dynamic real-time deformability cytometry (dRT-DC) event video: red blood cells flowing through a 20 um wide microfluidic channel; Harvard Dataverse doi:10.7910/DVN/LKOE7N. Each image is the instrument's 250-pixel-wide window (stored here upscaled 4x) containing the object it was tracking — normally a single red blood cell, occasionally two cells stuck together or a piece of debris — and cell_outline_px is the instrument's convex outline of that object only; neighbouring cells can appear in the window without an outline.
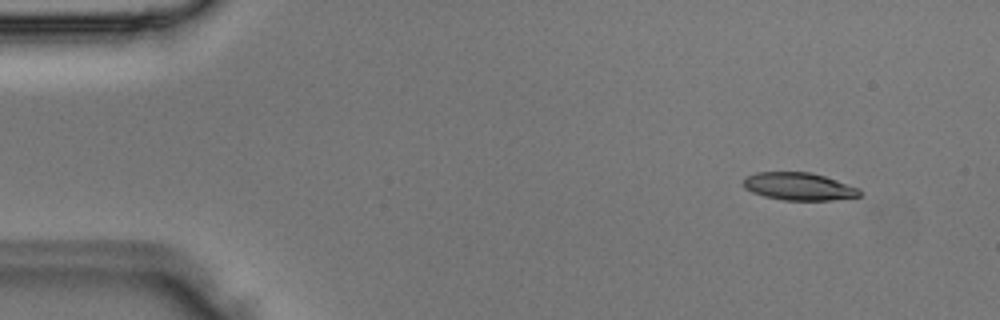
{"species": "Egyptian fruit bat (a non-hibernating species)", "species_latin": "Rousettus aegyptiacus", "temperature_condition": "room temperature", "stored_images_in_passage": 3, "camera_frame_rate_fps": 3000, "um_per_image_px": 0.085, "animal": {"sex": "male"}, "frame": {"image": 1, "passage_image": 2, "time_ms": 0.333, "image_size_px": [1000, 320], "cell_outline_px": [[864, 192], [860, 196], [832, 200], [784, 200], [764, 196], [752, 192], [744, 188], [744, 176], [756, 172], [812, 172], [860, 188]], "centroid_in_image_um": [67.92, 15.84], "position_along_channel_um": 17.1, "area_um2": 18.84}}